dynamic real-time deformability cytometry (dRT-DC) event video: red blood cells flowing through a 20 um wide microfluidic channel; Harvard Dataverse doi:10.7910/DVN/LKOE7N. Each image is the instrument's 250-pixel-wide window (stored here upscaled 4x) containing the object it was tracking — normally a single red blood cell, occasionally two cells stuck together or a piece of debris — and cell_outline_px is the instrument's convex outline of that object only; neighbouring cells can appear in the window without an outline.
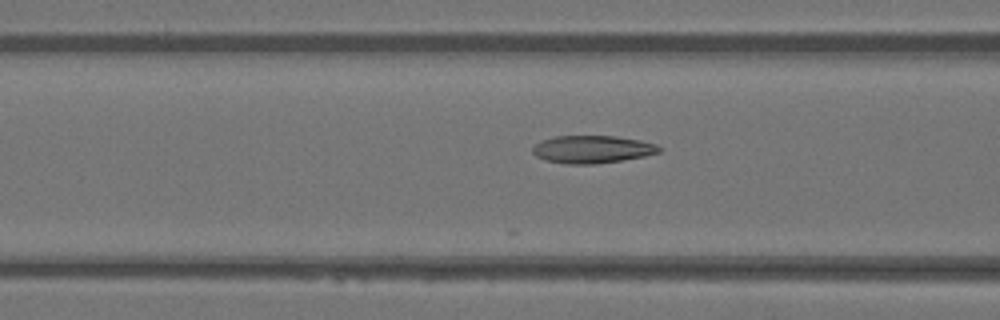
{"species": "Egyptian fruit bat (a non-hibernating species)", "species_latin": "Rousettus aegyptiacus", "temperature_condition": "warm", "stored_images_in_passage": 35, "camera_frame_rate_fps": 3000, "um_per_image_px": 0.085, "animal": {"sex": "female"}, "frame": {"image": 1, "passage_image": 5, "time_ms": 1.333, "image_size_px": [1000, 320], "cell_outline_px": [[660, 152], [644, 156], [596, 164], [564, 164], [544, 160], [536, 156], [532, 152], [532, 148], [540, 140], [556, 136], [616, 136], [640, 140], [656, 144], [660, 148]], "centroid_in_image_um": [50.3, 12.69], "position_along_channel_um": 116.3, "area_um2": 20.4}}
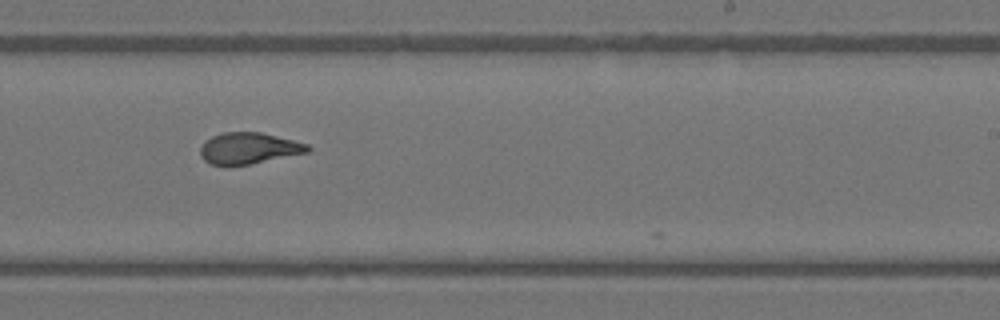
{"frame": {"image": 2, "passage_image": 16, "time_ms": 5.0, "image_size_px": [1000, 320], "cell_outline_px": [[312, 148], [308, 152], [248, 164], [212, 164], [204, 160], [200, 156], [200, 148], [212, 136], [224, 132], [260, 132], [308, 144]], "centroid_in_image_um": [21.16, 12.59], "position_along_channel_um": 267.8, "area_um2": 19.07}}
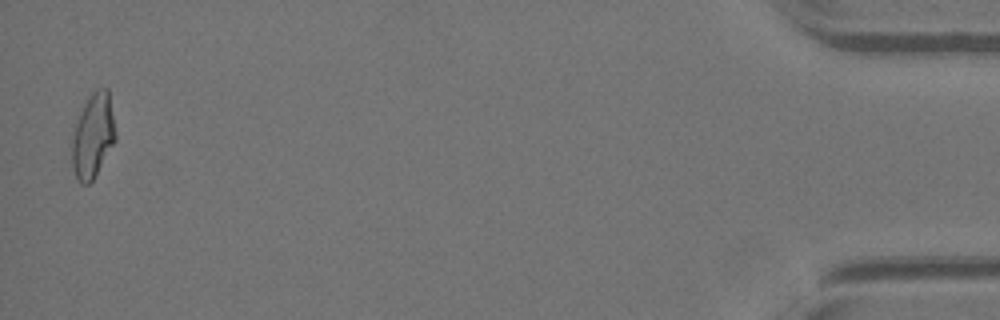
{"frame": {"image": 3, "passage_image": 34, "time_ms": 11.0, "image_size_px": [1000, 320], "cell_outline_px": [[116, 140], [92, 180], [88, 184], [80, 184], [72, 168], [72, 140], [76, 124], [80, 112], [88, 96], [96, 88], [108, 88], [116, 136]], "centroid_in_image_um": [7.9, 11.53], "position_along_channel_um": 427.3, "area_um2": 21.15}, "authors_computed_cell_mechanics": {"area_um2": 20.1722, "velocity_mm_per_s": 4.1375, "shape_relaxation_time_tau1_ms": null, "shape_relaxation_time_tau2_ms": 1.4891, "deformation_change_tau1": null, "deformation_change_tau2": 0.0988}}